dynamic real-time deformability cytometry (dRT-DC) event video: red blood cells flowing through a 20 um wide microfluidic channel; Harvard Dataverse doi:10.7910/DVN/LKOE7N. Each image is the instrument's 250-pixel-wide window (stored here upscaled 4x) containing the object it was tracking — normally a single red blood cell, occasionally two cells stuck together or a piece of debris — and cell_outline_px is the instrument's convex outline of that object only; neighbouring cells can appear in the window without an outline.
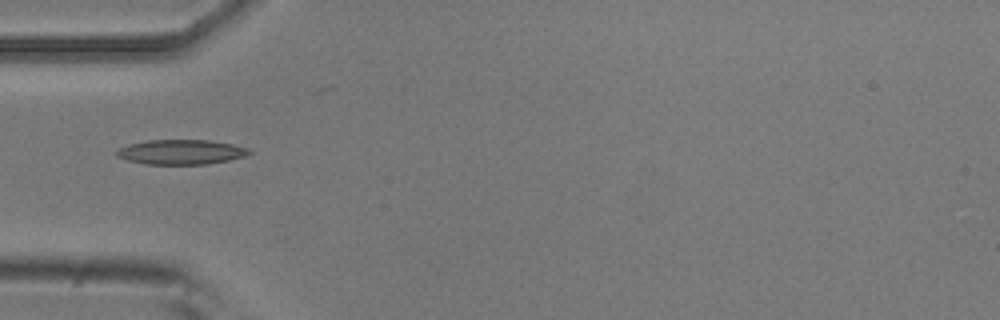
{"species": "common noctule bat (a hibernating species)", "species_latin": "Nyctalus noctula", "temperature_condition": "room temperature", "stored_images_in_passage": 3, "camera_frame_rate_fps": 3000, "um_per_image_px": 0.085, "animal": {"sex": "male", "body_mass_g": 20.5, "forearm_length_mm": 52.5}, "frame": {"image": 1, "passage_image": 2, "time_ms": 1.333, "image_size_px": [1000, 320], "cell_outline_px": [[252, 152], [244, 156], [228, 160], [208, 164], [144, 164], [128, 160], [116, 156], [116, 152], [120, 148], [128, 144], [148, 140], [208, 140], [232, 144], [248, 148]], "centroid_in_image_um": [15.38, 12.92], "position_along_channel_um": 69.6, "area_um2": 19.02}}
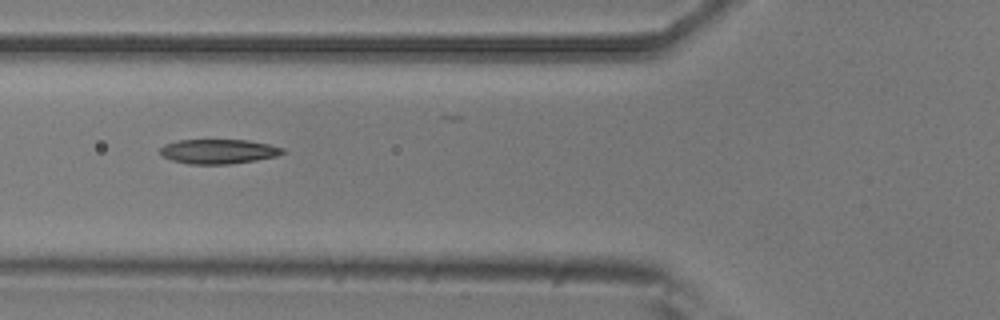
{"frame": {"image": 2, "passage_image": 3, "time_ms": 2.333, "image_size_px": [1000, 320], "cell_outline_px": [[284, 152], [276, 156], [256, 160], [228, 164], [188, 164], [172, 160], [164, 156], [160, 152], [160, 148], [164, 144], [176, 140], [248, 140], [268, 144], [284, 148]], "centroid_in_image_um": [18.55, 12.87], "position_along_channel_um": 107.3, "area_um2": 17.46}}